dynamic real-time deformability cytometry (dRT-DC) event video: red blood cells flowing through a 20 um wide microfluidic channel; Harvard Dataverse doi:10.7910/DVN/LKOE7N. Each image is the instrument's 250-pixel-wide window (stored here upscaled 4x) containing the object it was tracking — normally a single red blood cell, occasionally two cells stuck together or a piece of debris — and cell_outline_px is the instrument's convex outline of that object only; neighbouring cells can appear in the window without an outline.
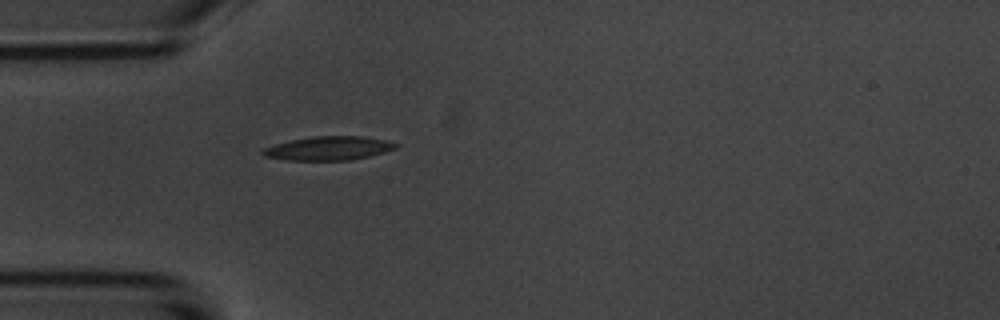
{"species": "common noctule bat (a hibernating species)", "species_latin": "Nyctalus noctula", "temperature_condition": "room temperature", "stored_images_in_passage": 1, "camera_frame_rate_fps": 3000, "um_per_image_px": 0.085, "animal": {"sex": "male", "body_mass_g": 20.1, "forearm_length_mm": 53.5}, "frame": {"image": 1, "passage_image": 1, "time_ms": 0.0, "image_size_px": [1000, 320], "cell_outline_px": [[396, 148], [384, 152], [352, 160], [288, 160], [264, 156], [260, 152], [264, 148], [276, 144], [292, 140], [312, 136], [364, 136], [384, 140], [396, 144]], "centroid_in_image_um": [27.9, 12.6], "position_along_channel_um": 57.1, "area_um2": 18.21}}